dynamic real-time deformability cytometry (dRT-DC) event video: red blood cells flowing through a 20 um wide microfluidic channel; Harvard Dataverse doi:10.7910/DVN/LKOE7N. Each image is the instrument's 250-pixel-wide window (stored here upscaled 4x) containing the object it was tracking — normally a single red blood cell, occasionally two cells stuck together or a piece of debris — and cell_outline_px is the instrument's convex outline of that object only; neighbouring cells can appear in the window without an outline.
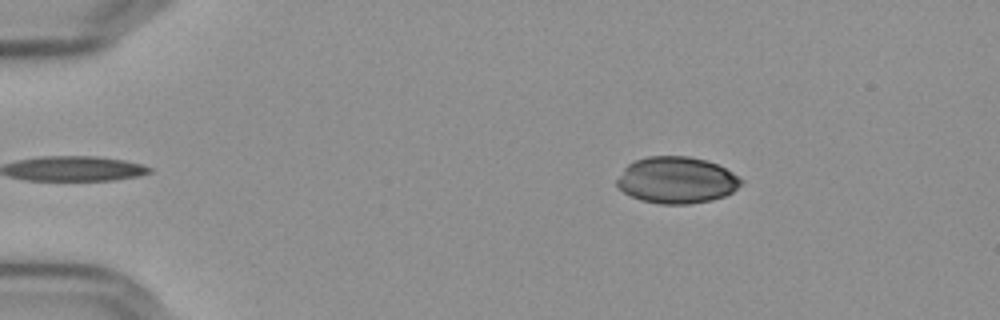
{"species": "Egyptian fruit bat (a non-hibernating species)", "species_latin": "Rousettus aegyptiacus", "temperature_condition": "cold", "stored_images_in_passage": 49, "camera_frame_rate_fps": 3000, "um_per_image_px": 0.085, "frame": {"image": 1, "passage_image": 2, "time_ms": 0.333, "image_size_px": [1000, 320], "cell_outline_px": [[744, 184], [732, 192], [724, 196], [712, 200], [688, 204], [660, 204], [640, 200], [624, 192], [616, 184], [616, 180], [624, 168], [628, 164], [636, 160], [648, 156], [688, 156], [708, 160], [732, 172], [744, 180]], "centroid_in_image_um": [57.54, 15.31], "position_along_channel_um": 27.5, "area_um2": 33.81}}
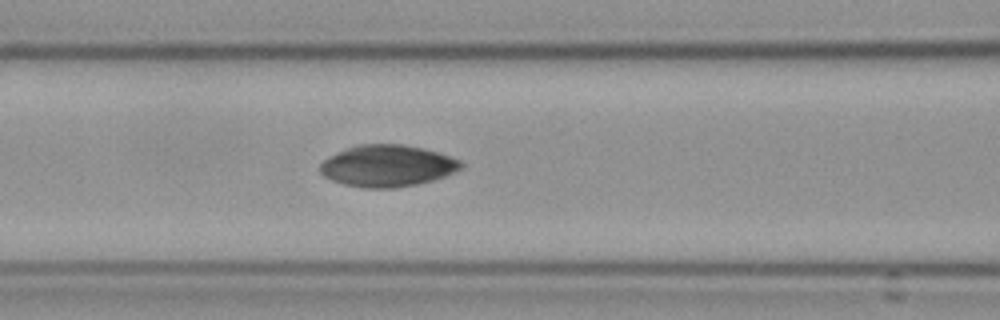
{"frame": {"image": 2, "passage_image": 17, "time_ms": 5.333, "image_size_px": [1000, 320], "cell_outline_px": [[464, 164], [460, 168], [444, 176], [432, 180], [416, 184], [396, 188], [364, 188], [344, 184], [332, 180], [324, 176], [320, 172], [320, 164], [324, 160], [344, 148], [360, 144], [404, 144], [424, 148], [460, 160]], "centroid_in_image_um": [32.9, 14.09], "position_along_channel_um": 133.7, "area_um2": 34.04}}
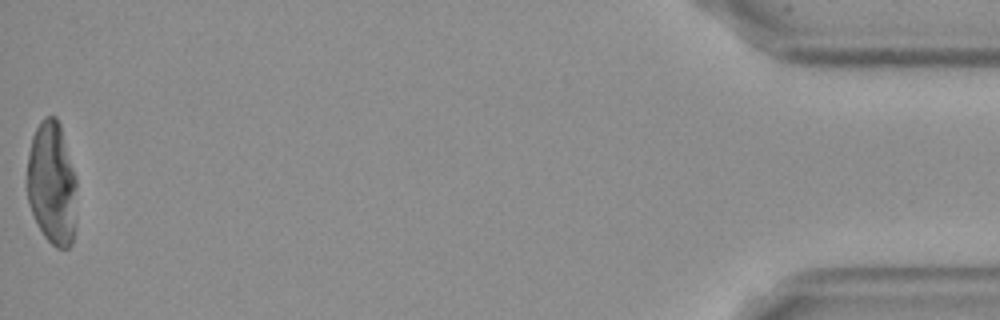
{"frame": {"image": 3, "passage_image": 49, "time_ms": 16.0, "image_size_px": [1000, 320], "cell_outline_px": [[76, 184], [72, 244], [68, 248], [56, 248], [44, 236], [28, 204], [28, 156], [32, 136], [40, 120], [44, 116], [56, 116], [60, 124], [76, 180]], "centroid_in_image_um": [4.4, 15.56], "position_along_channel_um": 430.8, "area_um2": 35.08}}